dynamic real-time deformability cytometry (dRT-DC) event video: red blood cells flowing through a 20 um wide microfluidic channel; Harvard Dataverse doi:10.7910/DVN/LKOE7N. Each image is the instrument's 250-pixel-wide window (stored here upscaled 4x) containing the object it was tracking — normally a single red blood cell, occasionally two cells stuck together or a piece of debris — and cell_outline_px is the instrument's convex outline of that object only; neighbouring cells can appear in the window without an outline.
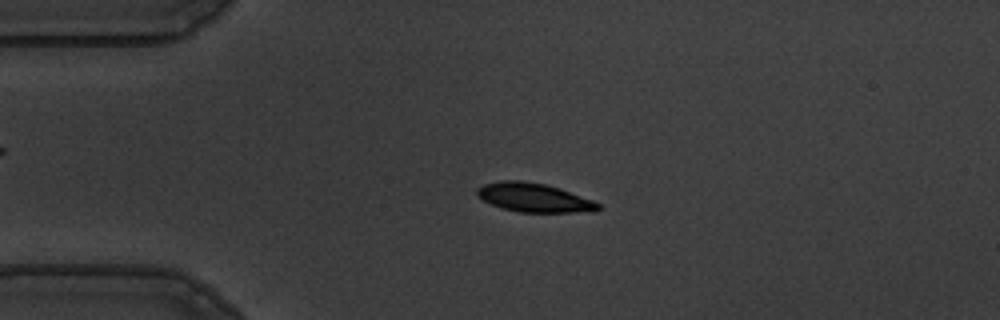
{"species": "common noctule bat (a hibernating species)", "species_latin": "Nyctalus noctula", "temperature_condition": "warm", "stored_images_in_passage": 55, "camera_frame_rate_fps": 3000, "um_per_image_px": 0.085, "animal": {"sex": "male", "body_mass_g": 19.5, "forearm_length_mm": 54.6}, "frame": {"image": 1, "passage_image": 12, "time_ms": 3.667, "image_size_px": [1000, 320], "cell_outline_px": [[604, 208], [596, 212], [520, 212], [500, 208], [476, 196], [476, 188], [484, 184], [500, 180], [520, 180], [544, 184], [560, 188], [592, 200], [600, 204]], "centroid_in_image_um": [45.4, 16.8], "position_along_channel_um": 39.6, "area_um2": 20.58}}
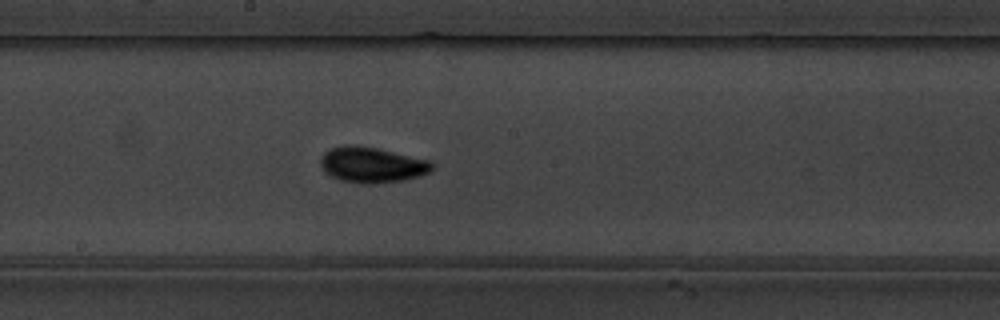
{"frame": {"image": 2, "passage_image": 29, "time_ms": 9.333, "image_size_px": [1000, 320], "cell_outline_px": [[436, 164], [428, 172], [420, 176], [404, 180], [372, 184], [364, 184], [340, 180], [332, 176], [320, 164], [320, 156], [328, 148], [348, 144], [356, 144], [376, 148], [432, 160]], "centroid_in_image_um": [31.64, 13.99], "position_along_channel_um": 216.6, "area_um2": 23.35}}
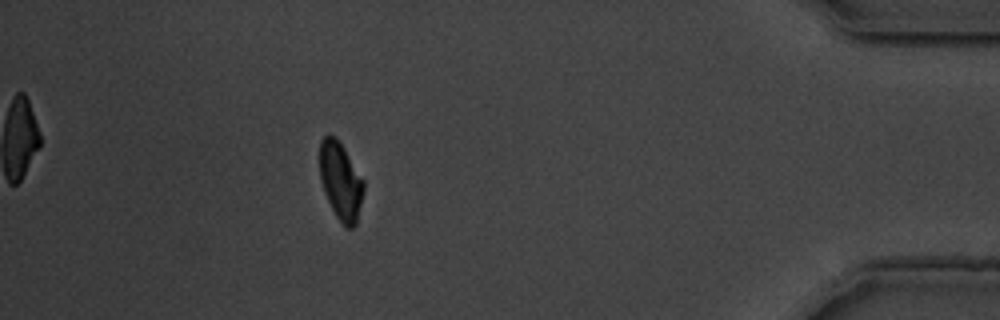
{"frame": {"image": 3, "passage_image": 49, "time_ms": 16.0, "image_size_px": [1000, 320], "cell_outline_px": [[364, 188], [356, 224], [352, 228], [344, 228], [336, 216], [324, 192], [320, 180], [320, 140], [328, 132], [336, 136], [344, 148], [364, 180]], "centroid_in_image_um": [28.94, 15.36], "position_along_channel_um": 406.3, "area_um2": 20.0}, "authors_computed_cell_mechanics": {"area_um2": 20.8658, "velocity_mm_per_s": 3.6031, "shape_relaxation_time_tau1_ms": 2.8002, "shape_relaxation_time_tau2_ms": 1.9128, "deformation_change_tau1": 0.1424, "deformation_change_tau2": 0.0539}}